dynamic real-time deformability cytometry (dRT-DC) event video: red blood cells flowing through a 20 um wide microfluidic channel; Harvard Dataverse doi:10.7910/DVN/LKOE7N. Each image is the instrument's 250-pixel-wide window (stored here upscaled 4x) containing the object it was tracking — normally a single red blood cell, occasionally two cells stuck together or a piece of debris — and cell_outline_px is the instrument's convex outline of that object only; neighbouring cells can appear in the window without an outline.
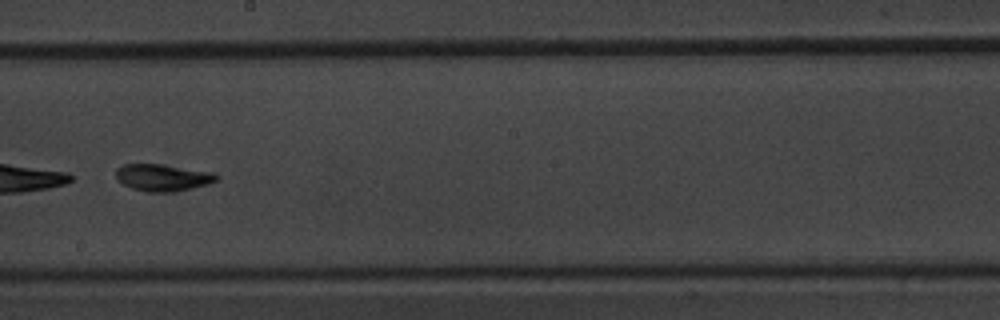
{"species": "common noctule bat (a hibernating species)", "species_latin": "Nyctalus noctula", "temperature_condition": "warm", "stored_images_in_passage": 52, "camera_frame_rate_fps": 3000, "um_per_image_px": 0.085, "animal": {"sex": "male", "body_mass_g": 20.1, "forearm_length_mm": 53.5}, "frame": {"image": 1, "passage_image": 31, "time_ms": 10.0, "image_size_px": [1000, 320], "cell_outline_px": [[220, 176], [216, 180], [208, 184], [172, 192], [148, 192], [132, 188], [124, 184], [116, 176], [116, 168], [124, 164], [160, 164], [216, 172]], "centroid_in_image_um": [13.87, 15.08], "position_along_channel_um": 234.3, "area_um2": 15.72}}
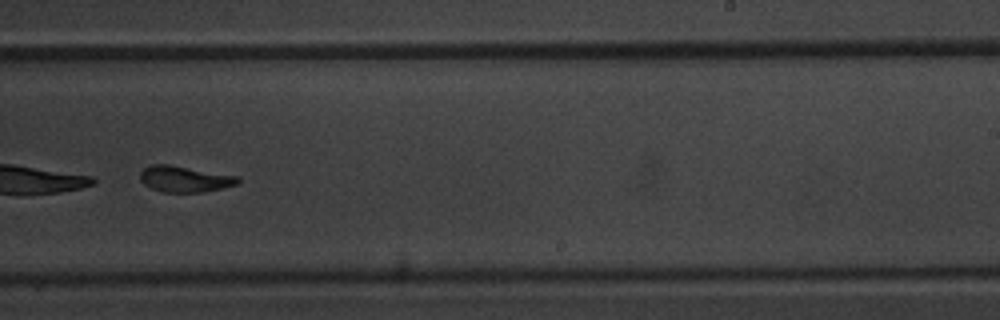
{"frame": {"image": 2, "passage_image": 34, "time_ms": 11.0, "image_size_px": [1000, 320], "cell_outline_px": [[240, 184], [204, 192], [164, 192], [152, 188], [144, 184], [140, 180], [140, 172], [144, 168], [152, 164], [168, 164], [240, 176]], "centroid_in_image_um": [15.74, 15.21], "position_along_channel_um": 273.3, "area_um2": 14.97}}
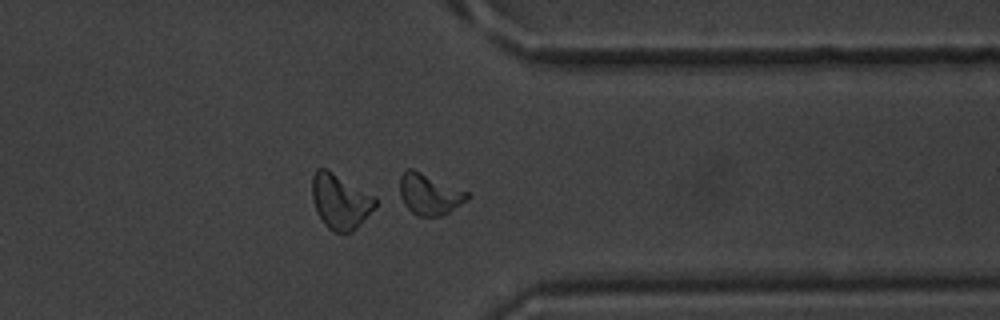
{"frame": {"image": 3, "passage_image": 42, "time_ms": 13.667, "image_size_px": [1000, 320], "cell_outline_px": [[472, 196], [468, 200], [444, 216], [420, 216], [412, 212], [404, 204], [400, 196], [400, 176], [408, 168], [412, 168], [468, 192]], "centroid_in_image_um": [36.52, 16.52], "position_along_channel_um": 374.9, "area_um2": 16.18}}